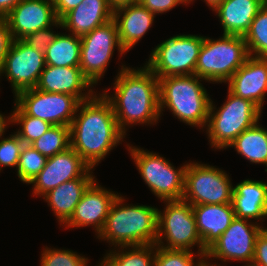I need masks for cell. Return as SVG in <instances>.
I'll return each instance as SVG.
<instances>
[{"mask_svg":"<svg viewBox=\"0 0 267 266\" xmlns=\"http://www.w3.org/2000/svg\"><path fill=\"white\" fill-rule=\"evenodd\" d=\"M69 128L70 147L92 169L125 138L111 103L100 93L79 103Z\"/></svg>","mask_w":267,"mask_h":266,"instance_id":"cell-1","label":"cell"},{"mask_svg":"<svg viewBox=\"0 0 267 266\" xmlns=\"http://www.w3.org/2000/svg\"><path fill=\"white\" fill-rule=\"evenodd\" d=\"M113 87V95L106 89L102 94L111 103L118 127L125 135V126L158 122L159 81L146 65L137 70L122 65Z\"/></svg>","mask_w":267,"mask_h":266,"instance_id":"cell-2","label":"cell"},{"mask_svg":"<svg viewBox=\"0 0 267 266\" xmlns=\"http://www.w3.org/2000/svg\"><path fill=\"white\" fill-rule=\"evenodd\" d=\"M123 202V196L118 195L97 238L115 247L156 244L158 209Z\"/></svg>","mask_w":267,"mask_h":266,"instance_id":"cell-3","label":"cell"},{"mask_svg":"<svg viewBox=\"0 0 267 266\" xmlns=\"http://www.w3.org/2000/svg\"><path fill=\"white\" fill-rule=\"evenodd\" d=\"M200 77L194 75L159 78L160 116L168 108L175 118L192 127H206L211 98Z\"/></svg>","mask_w":267,"mask_h":266,"instance_id":"cell-4","label":"cell"},{"mask_svg":"<svg viewBox=\"0 0 267 266\" xmlns=\"http://www.w3.org/2000/svg\"><path fill=\"white\" fill-rule=\"evenodd\" d=\"M214 105L211 100L205 128L208 142L215 150L228 148L244 130L253 127L261 118L262 110L256 104L229 90L223 105L218 109Z\"/></svg>","mask_w":267,"mask_h":266,"instance_id":"cell-5","label":"cell"},{"mask_svg":"<svg viewBox=\"0 0 267 266\" xmlns=\"http://www.w3.org/2000/svg\"><path fill=\"white\" fill-rule=\"evenodd\" d=\"M249 56L241 35L223 34L219 39L205 36L194 74L210 83H226Z\"/></svg>","mask_w":267,"mask_h":266,"instance_id":"cell-6","label":"cell"},{"mask_svg":"<svg viewBox=\"0 0 267 266\" xmlns=\"http://www.w3.org/2000/svg\"><path fill=\"white\" fill-rule=\"evenodd\" d=\"M164 203L166 207L163 212L158 209L156 246L192 251L193 246L198 245V256H205L207 250L203 247L198 234L192 205L184 200L164 201Z\"/></svg>","mask_w":267,"mask_h":266,"instance_id":"cell-7","label":"cell"},{"mask_svg":"<svg viewBox=\"0 0 267 266\" xmlns=\"http://www.w3.org/2000/svg\"><path fill=\"white\" fill-rule=\"evenodd\" d=\"M127 147L141 177L155 196L162 201L182 200L187 164L176 169L157 153L129 143Z\"/></svg>","mask_w":267,"mask_h":266,"instance_id":"cell-8","label":"cell"},{"mask_svg":"<svg viewBox=\"0 0 267 266\" xmlns=\"http://www.w3.org/2000/svg\"><path fill=\"white\" fill-rule=\"evenodd\" d=\"M203 40L200 35H174L152 50L146 66L158 79L194 75Z\"/></svg>","mask_w":267,"mask_h":266,"instance_id":"cell-9","label":"cell"},{"mask_svg":"<svg viewBox=\"0 0 267 266\" xmlns=\"http://www.w3.org/2000/svg\"><path fill=\"white\" fill-rule=\"evenodd\" d=\"M234 186L229 175L215 166L187 163L182 200L192 206L232 204Z\"/></svg>","mask_w":267,"mask_h":266,"instance_id":"cell-10","label":"cell"},{"mask_svg":"<svg viewBox=\"0 0 267 266\" xmlns=\"http://www.w3.org/2000/svg\"><path fill=\"white\" fill-rule=\"evenodd\" d=\"M80 38L79 67L92 85L96 86L101 77L104 76L107 66L113 57L114 48L117 47L116 49L121 56L126 51L120 44L117 26L113 19Z\"/></svg>","mask_w":267,"mask_h":266,"instance_id":"cell-11","label":"cell"},{"mask_svg":"<svg viewBox=\"0 0 267 266\" xmlns=\"http://www.w3.org/2000/svg\"><path fill=\"white\" fill-rule=\"evenodd\" d=\"M15 103L27 114L51 125L70 126L80 101L68 94L50 93L37 88L19 92Z\"/></svg>","mask_w":267,"mask_h":266,"instance_id":"cell-12","label":"cell"},{"mask_svg":"<svg viewBox=\"0 0 267 266\" xmlns=\"http://www.w3.org/2000/svg\"><path fill=\"white\" fill-rule=\"evenodd\" d=\"M46 67L45 55L26 44L22 39L12 41L0 76L5 74L15 96L24 90L35 88Z\"/></svg>","mask_w":267,"mask_h":266,"instance_id":"cell-13","label":"cell"},{"mask_svg":"<svg viewBox=\"0 0 267 266\" xmlns=\"http://www.w3.org/2000/svg\"><path fill=\"white\" fill-rule=\"evenodd\" d=\"M261 231L260 223L258 225L251 220L235 218L216 242L207 249L205 259L251 262L254 258L255 241Z\"/></svg>","mask_w":267,"mask_h":266,"instance_id":"cell-14","label":"cell"},{"mask_svg":"<svg viewBox=\"0 0 267 266\" xmlns=\"http://www.w3.org/2000/svg\"><path fill=\"white\" fill-rule=\"evenodd\" d=\"M92 168L71 147L49 157L44 168L29 183L33 184V195L43 196L60 184L81 176L92 175Z\"/></svg>","mask_w":267,"mask_h":266,"instance_id":"cell-15","label":"cell"},{"mask_svg":"<svg viewBox=\"0 0 267 266\" xmlns=\"http://www.w3.org/2000/svg\"><path fill=\"white\" fill-rule=\"evenodd\" d=\"M5 17L13 40L49 26L62 28L52 0H21Z\"/></svg>","mask_w":267,"mask_h":266,"instance_id":"cell-16","label":"cell"},{"mask_svg":"<svg viewBox=\"0 0 267 266\" xmlns=\"http://www.w3.org/2000/svg\"><path fill=\"white\" fill-rule=\"evenodd\" d=\"M118 195L96 183L95 178L83 193L73 215L64 226L80 228L91 225L98 235L103 229L110 208Z\"/></svg>","mask_w":267,"mask_h":266,"instance_id":"cell-17","label":"cell"},{"mask_svg":"<svg viewBox=\"0 0 267 266\" xmlns=\"http://www.w3.org/2000/svg\"><path fill=\"white\" fill-rule=\"evenodd\" d=\"M226 83L231 93L252 101L262 110L267 94V58L249 56Z\"/></svg>","mask_w":267,"mask_h":266,"instance_id":"cell-18","label":"cell"},{"mask_svg":"<svg viewBox=\"0 0 267 266\" xmlns=\"http://www.w3.org/2000/svg\"><path fill=\"white\" fill-rule=\"evenodd\" d=\"M92 87L94 86L85 77L80 67L46 65L35 88L50 93L72 95L82 102L95 95L96 92L90 89ZM82 91H85L86 94Z\"/></svg>","mask_w":267,"mask_h":266,"instance_id":"cell-19","label":"cell"},{"mask_svg":"<svg viewBox=\"0 0 267 266\" xmlns=\"http://www.w3.org/2000/svg\"><path fill=\"white\" fill-rule=\"evenodd\" d=\"M155 14L139 2L132 3L113 11L120 44L128 52L143 38L153 24Z\"/></svg>","mask_w":267,"mask_h":266,"instance_id":"cell-20","label":"cell"},{"mask_svg":"<svg viewBox=\"0 0 267 266\" xmlns=\"http://www.w3.org/2000/svg\"><path fill=\"white\" fill-rule=\"evenodd\" d=\"M113 11L108 0H83L61 19L62 29L81 37L112 20Z\"/></svg>","mask_w":267,"mask_h":266,"instance_id":"cell-21","label":"cell"},{"mask_svg":"<svg viewBox=\"0 0 267 266\" xmlns=\"http://www.w3.org/2000/svg\"><path fill=\"white\" fill-rule=\"evenodd\" d=\"M196 228L207 250L236 218L232 204H203L192 206Z\"/></svg>","mask_w":267,"mask_h":266,"instance_id":"cell-22","label":"cell"},{"mask_svg":"<svg viewBox=\"0 0 267 266\" xmlns=\"http://www.w3.org/2000/svg\"><path fill=\"white\" fill-rule=\"evenodd\" d=\"M232 205L235 217L264 222L267 217V183L246 179L234 186Z\"/></svg>","mask_w":267,"mask_h":266,"instance_id":"cell-23","label":"cell"},{"mask_svg":"<svg viewBox=\"0 0 267 266\" xmlns=\"http://www.w3.org/2000/svg\"><path fill=\"white\" fill-rule=\"evenodd\" d=\"M267 0H224L214 11L223 34L244 36Z\"/></svg>","mask_w":267,"mask_h":266,"instance_id":"cell-24","label":"cell"},{"mask_svg":"<svg viewBox=\"0 0 267 266\" xmlns=\"http://www.w3.org/2000/svg\"><path fill=\"white\" fill-rule=\"evenodd\" d=\"M94 176H81L66 181L43 195L59 224L64 225L73 215L76 205L88 186L95 180Z\"/></svg>","mask_w":267,"mask_h":266,"instance_id":"cell-25","label":"cell"},{"mask_svg":"<svg viewBox=\"0 0 267 266\" xmlns=\"http://www.w3.org/2000/svg\"><path fill=\"white\" fill-rule=\"evenodd\" d=\"M238 154L255 164L267 167V129L257 122L253 127L244 130L230 145Z\"/></svg>","mask_w":267,"mask_h":266,"instance_id":"cell-26","label":"cell"},{"mask_svg":"<svg viewBox=\"0 0 267 266\" xmlns=\"http://www.w3.org/2000/svg\"><path fill=\"white\" fill-rule=\"evenodd\" d=\"M81 38L72 33H58L45 52L46 65L56 67H79Z\"/></svg>","mask_w":267,"mask_h":266,"instance_id":"cell-27","label":"cell"},{"mask_svg":"<svg viewBox=\"0 0 267 266\" xmlns=\"http://www.w3.org/2000/svg\"><path fill=\"white\" fill-rule=\"evenodd\" d=\"M117 250L108 251L98 266H155L156 244L120 246Z\"/></svg>","mask_w":267,"mask_h":266,"instance_id":"cell-28","label":"cell"},{"mask_svg":"<svg viewBox=\"0 0 267 266\" xmlns=\"http://www.w3.org/2000/svg\"><path fill=\"white\" fill-rule=\"evenodd\" d=\"M30 145L47 158L52 157L70 147V128L65 125H52Z\"/></svg>","mask_w":267,"mask_h":266,"instance_id":"cell-29","label":"cell"},{"mask_svg":"<svg viewBox=\"0 0 267 266\" xmlns=\"http://www.w3.org/2000/svg\"><path fill=\"white\" fill-rule=\"evenodd\" d=\"M250 56L267 58V2L243 36Z\"/></svg>","mask_w":267,"mask_h":266,"instance_id":"cell-30","label":"cell"},{"mask_svg":"<svg viewBox=\"0 0 267 266\" xmlns=\"http://www.w3.org/2000/svg\"><path fill=\"white\" fill-rule=\"evenodd\" d=\"M14 104L15 107L11 113L12 124H21L15 133L24 144L33 143L52 127L49 122L27 115L16 103Z\"/></svg>","mask_w":267,"mask_h":266,"instance_id":"cell-31","label":"cell"},{"mask_svg":"<svg viewBox=\"0 0 267 266\" xmlns=\"http://www.w3.org/2000/svg\"><path fill=\"white\" fill-rule=\"evenodd\" d=\"M47 159L30 144H24L16 168L20 181L29 184L44 168Z\"/></svg>","mask_w":267,"mask_h":266,"instance_id":"cell-32","label":"cell"},{"mask_svg":"<svg viewBox=\"0 0 267 266\" xmlns=\"http://www.w3.org/2000/svg\"><path fill=\"white\" fill-rule=\"evenodd\" d=\"M193 251L166 249L156 246L155 266H200L205 259L204 255H197L198 261L194 262Z\"/></svg>","mask_w":267,"mask_h":266,"instance_id":"cell-33","label":"cell"},{"mask_svg":"<svg viewBox=\"0 0 267 266\" xmlns=\"http://www.w3.org/2000/svg\"><path fill=\"white\" fill-rule=\"evenodd\" d=\"M88 258L72 250L43 248L41 266H88Z\"/></svg>","mask_w":267,"mask_h":266,"instance_id":"cell-34","label":"cell"},{"mask_svg":"<svg viewBox=\"0 0 267 266\" xmlns=\"http://www.w3.org/2000/svg\"><path fill=\"white\" fill-rule=\"evenodd\" d=\"M0 139V172L3 167L17 168L24 143L16 133Z\"/></svg>","mask_w":267,"mask_h":266,"instance_id":"cell-35","label":"cell"},{"mask_svg":"<svg viewBox=\"0 0 267 266\" xmlns=\"http://www.w3.org/2000/svg\"><path fill=\"white\" fill-rule=\"evenodd\" d=\"M52 26L40 29L34 33L28 34L22 40L35 50L44 53L47 47L54 41L58 33H54Z\"/></svg>","mask_w":267,"mask_h":266,"instance_id":"cell-36","label":"cell"},{"mask_svg":"<svg viewBox=\"0 0 267 266\" xmlns=\"http://www.w3.org/2000/svg\"><path fill=\"white\" fill-rule=\"evenodd\" d=\"M139 3L155 15L168 12L179 4L187 5L184 0H139Z\"/></svg>","mask_w":267,"mask_h":266,"instance_id":"cell-37","label":"cell"},{"mask_svg":"<svg viewBox=\"0 0 267 266\" xmlns=\"http://www.w3.org/2000/svg\"><path fill=\"white\" fill-rule=\"evenodd\" d=\"M13 38L9 31L6 17L0 15V69L3 66L5 56L12 44Z\"/></svg>","mask_w":267,"mask_h":266,"instance_id":"cell-38","label":"cell"},{"mask_svg":"<svg viewBox=\"0 0 267 266\" xmlns=\"http://www.w3.org/2000/svg\"><path fill=\"white\" fill-rule=\"evenodd\" d=\"M253 262L261 266H267V236L262 231L255 241Z\"/></svg>","mask_w":267,"mask_h":266,"instance_id":"cell-39","label":"cell"},{"mask_svg":"<svg viewBox=\"0 0 267 266\" xmlns=\"http://www.w3.org/2000/svg\"><path fill=\"white\" fill-rule=\"evenodd\" d=\"M83 0H52L55 14L61 20L68 12L77 7Z\"/></svg>","mask_w":267,"mask_h":266,"instance_id":"cell-40","label":"cell"},{"mask_svg":"<svg viewBox=\"0 0 267 266\" xmlns=\"http://www.w3.org/2000/svg\"><path fill=\"white\" fill-rule=\"evenodd\" d=\"M21 0H0V15L6 16Z\"/></svg>","mask_w":267,"mask_h":266,"instance_id":"cell-41","label":"cell"},{"mask_svg":"<svg viewBox=\"0 0 267 266\" xmlns=\"http://www.w3.org/2000/svg\"><path fill=\"white\" fill-rule=\"evenodd\" d=\"M136 2H139V0H108L113 10Z\"/></svg>","mask_w":267,"mask_h":266,"instance_id":"cell-42","label":"cell"},{"mask_svg":"<svg viewBox=\"0 0 267 266\" xmlns=\"http://www.w3.org/2000/svg\"><path fill=\"white\" fill-rule=\"evenodd\" d=\"M9 122L12 124V115L6 117L0 113V137L4 135L6 127L10 124Z\"/></svg>","mask_w":267,"mask_h":266,"instance_id":"cell-43","label":"cell"},{"mask_svg":"<svg viewBox=\"0 0 267 266\" xmlns=\"http://www.w3.org/2000/svg\"><path fill=\"white\" fill-rule=\"evenodd\" d=\"M206 4L214 11L224 0H204Z\"/></svg>","mask_w":267,"mask_h":266,"instance_id":"cell-44","label":"cell"},{"mask_svg":"<svg viewBox=\"0 0 267 266\" xmlns=\"http://www.w3.org/2000/svg\"><path fill=\"white\" fill-rule=\"evenodd\" d=\"M200 266H221L220 264L218 265H216V263H213V264H211L210 262H208L206 259H204L203 261H202V263L200 264Z\"/></svg>","mask_w":267,"mask_h":266,"instance_id":"cell-45","label":"cell"},{"mask_svg":"<svg viewBox=\"0 0 267 266\" xmlns=\"http://www.w3.org/2000/svg\"><path fill=\"white\" fill-rule=\"evenodd\" d=\"M245 266H261V265H258L256 263H254L253 261H251V262H248L247 265H245Z\"/></svg>","mask_w":267,"mask_h":266,"instance_id":"cell-46","label":"cell"},{"mask_svg":"<svg viewBox=\"0 0 267 266\" xmlns=\"http://www.w3.org/2000/svg\"><path fill=\"white\" fill-rule=\"evenodd\" d=\"M262 232L267 236V228L262 226Z\"/></svg>","mask_w":267,"mask_h":266,"instance_id":"cell-47","label":"cell"},{"mask_svg":"<svg viewBox=\"0 0 267 266\" xmlns=\"http://www.w3.org/2000/svg\"><path fill=\"white\" fill-rule=\"evenodd\" d=\"M187 4H190V2H193V0H184Z\"/></svg>","mask_w":267,"mask_h":266,"instance_id":"cell-48","label":"cell"}]
</instances>
